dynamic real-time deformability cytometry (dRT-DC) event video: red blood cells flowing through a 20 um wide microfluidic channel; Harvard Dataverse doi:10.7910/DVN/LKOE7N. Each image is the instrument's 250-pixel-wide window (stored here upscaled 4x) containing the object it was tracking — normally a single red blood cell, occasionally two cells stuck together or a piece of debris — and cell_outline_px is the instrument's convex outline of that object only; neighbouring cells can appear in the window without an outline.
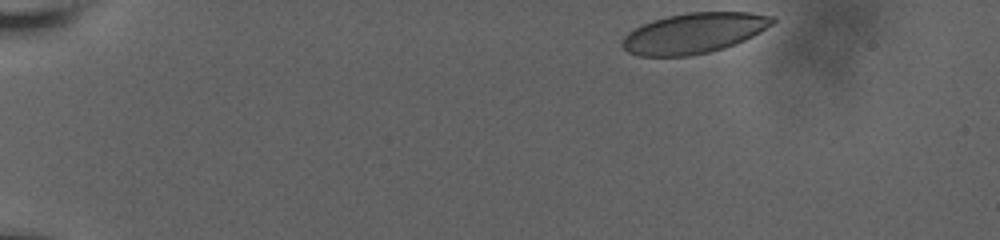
{"species": "human", "species_latin": "Homo sapiens", "temperature_condition": "room temperature", "stored_images_in_passage": 46, "camera_frame_rate_fps": 3000, "um_per_image_px": 0.085, "donor": {"sex": "male"}, "frame": {"image": 1, "passage_image": 1, "time_ms": 0.0, "image_size_px": [1000, 240], "cell_outline_px": [[776, 20], [772, 24], [760, 32], [736, 44], [724, 48], [708, 52], [688, 56], [640, 56], [628, 52], [620, 44], [624, 36], [628, 32], [652, 20], [668, 16], [688, 12], [748, 12], [776, 16]], "centroid_in_image_um": [59.0, 2.81], "position_along_channel_um": 26.0, "area_um2": 35.32}}
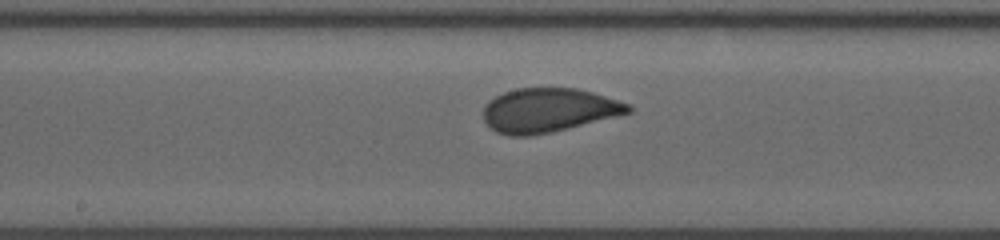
{"frame": {"image": 2, "passage_image": 25, "time_ms": 8.0, "image_size_px": [1000, 240], "cell_outline_px": [[632, 112], [552, 132], [532, 136], [508, 136], [496, 132], [484, 120], [484, 104], [496, 96], [504, 92], [516, 88], [576, 88], [592, 92], [632, 104]], "centroid_in_image_um": [46.63, 9.37], "position_along_channel_um": 201.6, "area_um2": 37.22}}
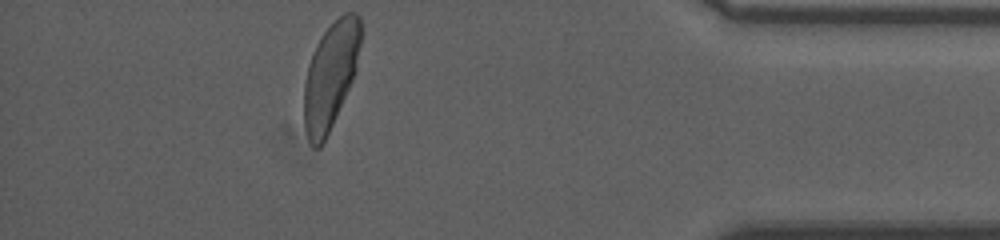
{"frame": {"image": 3, "passage_image": 45, "time_ms": 14.667, "image_size_px": [1000, 240], "cell_outline_px": [[360, 44], [356, 72], [332, 124], [320, 148], [316, 148], [308, 140], [304, 128], [304, 84], [308, 64], [324, 32], [344, 12], [356, 12], [360, 16]], "centroid_in_image_um": [28.09, 6.42], "position_along_channel_um": 407.1, "area_um2": 34.62}, "authors_computed_cell_mechanics": {"area_um2": 37.0209, "velocity_mm_per_s": 3.6285, "shape_relaxation_time_tau1_ms": 4.4048, "shape_relaxation_time_tau2_ms": null, "deformation_change_tau1": 0.1441, "deformation_change_tau2": null}}